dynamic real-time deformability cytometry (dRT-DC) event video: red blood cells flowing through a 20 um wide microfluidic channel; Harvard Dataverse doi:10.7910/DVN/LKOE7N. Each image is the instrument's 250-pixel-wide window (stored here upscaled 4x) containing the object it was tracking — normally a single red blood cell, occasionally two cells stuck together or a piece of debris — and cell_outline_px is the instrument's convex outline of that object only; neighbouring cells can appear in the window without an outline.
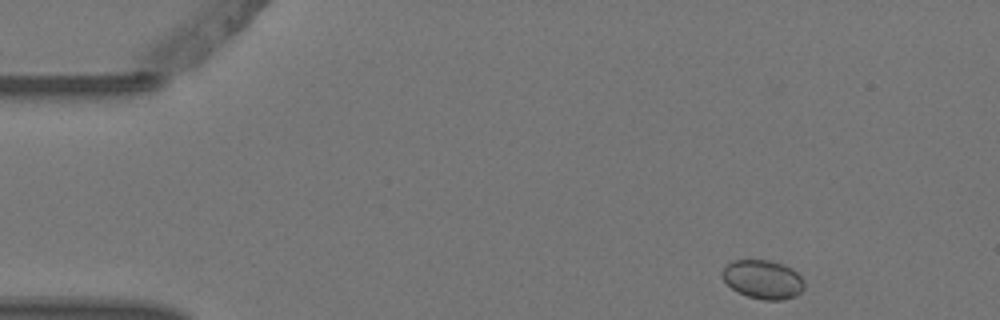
{"species": "Egyptian fruit bat (a non-hibernating species)", "species_latin": "Rousettus aegyptiacus", "temperature_condition": "warm", "stored_images_in_passage": 9, "camera_frame_rate_fps": 3000, "um_per_image_px": 0.085, "animal": {"sex": "female"}, "frame": {"image": 1, "passage_image": 1, "time_ms": 0.0, "image_size_px": [1000, 320], "cell_outline_px": [[804, 288], [796, 296], [780, 300], [764, 300], [748, 296], [732, 288], [724, 280], [720, 272], [732, 260], [772, 260], [784, 264], [792, 268], [804, 280]], "centroid_in_image_um": [64.87, 23.74], "position_along_channel_um": 20.1, "area_um2": 18.55}}
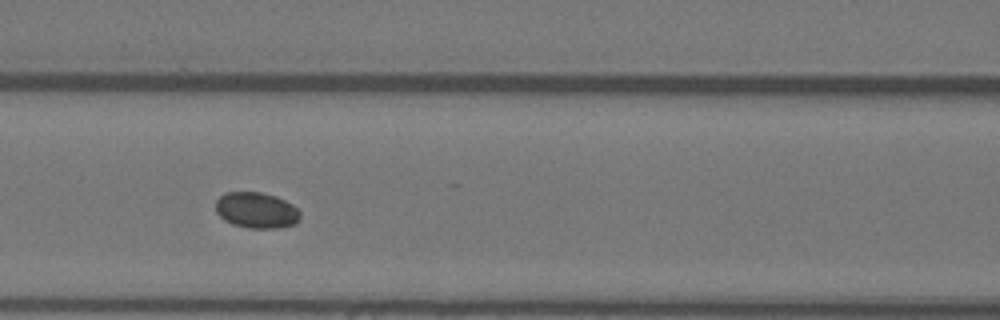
{"frame": {"image": 2, "passage_image": 6, "time_ms": 1.667, "image_size_px": [1000, 320], "cell_outline_px": [[300, 216], [292, 224], [280, 228], [248, 228], [232, 224], [224, 220], [216, 212], [216, 200], [224, 192], [260, 192], [276, 196], [292, 204], [300, 212]], "centroid_in_image_um": [21.76, 17.86], "position_along_channel_um": 144.8, "area_um2": 17.63}}
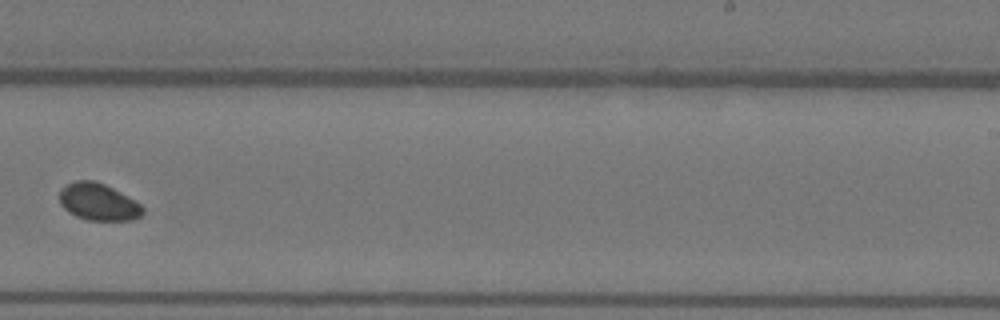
{"frame": {"image": 3, "passage_image": 9, "time_ms": 2.667, "image_size_px": [1000, 320], "cell_outline_px": [[144, 212], [140, 216], [132, 220], [88, 220], [76, 216], [68, 212], [60, 204], [60, 188], [76, 180], [92, 180], [104, 184], [120, 192], [140, 204], [144, 208]], "centroid_in_image_um": [8.34, 17.17], "position_along_channel_um": 280.7, "area_um2": 17.86}}